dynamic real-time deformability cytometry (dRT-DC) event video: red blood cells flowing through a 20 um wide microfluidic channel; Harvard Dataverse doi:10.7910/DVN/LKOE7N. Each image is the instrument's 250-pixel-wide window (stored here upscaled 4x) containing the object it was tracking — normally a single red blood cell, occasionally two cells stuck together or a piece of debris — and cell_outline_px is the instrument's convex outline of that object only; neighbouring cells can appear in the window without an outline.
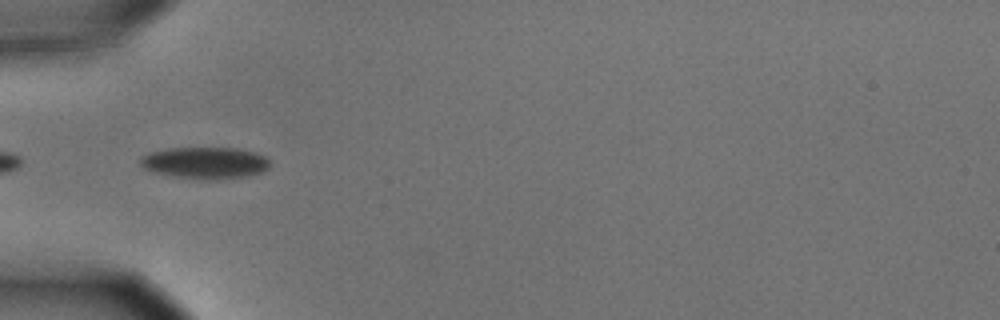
{"species": "common noctule bat (a hibernating species)", "species_latin": "Nyctalus noctula", "temperature_condition": "cold", "stored_images_in_passage": 6, "camera_frame_rate_fps": 3000, "um_per_image_px": 0.085, "animal": {"sex": "male", "body_mass_g": 15.6}, "frame": {"image": 1, "passage_image": 6, "time_ms": 1.667, "image_size_px": [1000, 320], "cell_outline_px": [[272, 164], [264, 172], [248, 176], [176, 176], [156, 172], [144, 168], [140, 164], [140, 160], [144, 156], [152, 152], [168, 148], [236, 148], [256, 152], [268, 156]], "centroid_in_image_um": [17.53, 13.78], "position_along_channel_um": 67.5, "area_um2": 22.89}}